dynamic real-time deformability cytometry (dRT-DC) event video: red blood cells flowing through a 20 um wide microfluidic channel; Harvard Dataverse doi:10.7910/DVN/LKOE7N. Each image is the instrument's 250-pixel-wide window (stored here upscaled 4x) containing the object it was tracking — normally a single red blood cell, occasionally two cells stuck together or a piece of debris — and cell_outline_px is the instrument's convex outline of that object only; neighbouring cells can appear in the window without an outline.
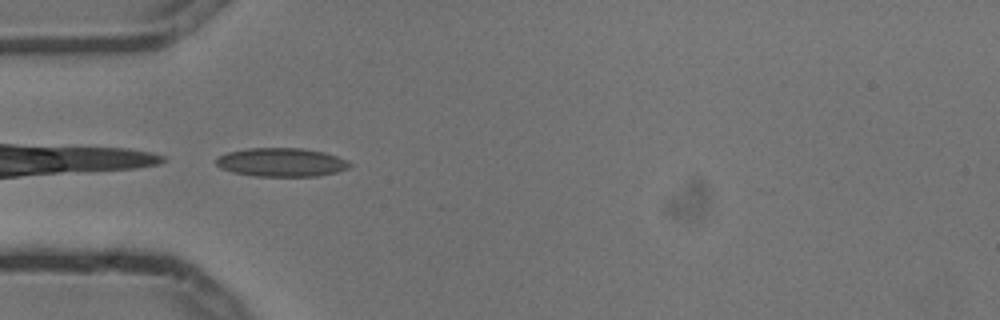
{"species": "common noctule bat (a hibernating species)", "species_latin": "Nyctalus noctula", "temperature_condition": "cold", "stored_images_in_passage": 8, "camera_frame_rate_fps": 3000, "um_per_image_px": 0.085, "animal": {"sex": "male", "body_mass_g": 13.3}, "frame": {"image": 1, "passage_image": 4, "time_ms": 1.0, "image_size_px": [1000, 320], "cell_outline_px": [[352, 164], [348, 168], [336, 172], [316, 176], [256, 176], [232, 172], [220, 168], [216, 164], [216, 156], [228, 152], [248, 148], [300, 148], [324, 152], [348, 160]], "centroid_in_image_um": [23.9, 13.79], "position_along_channel_um": 61.1, "area_um2": 22.31}}
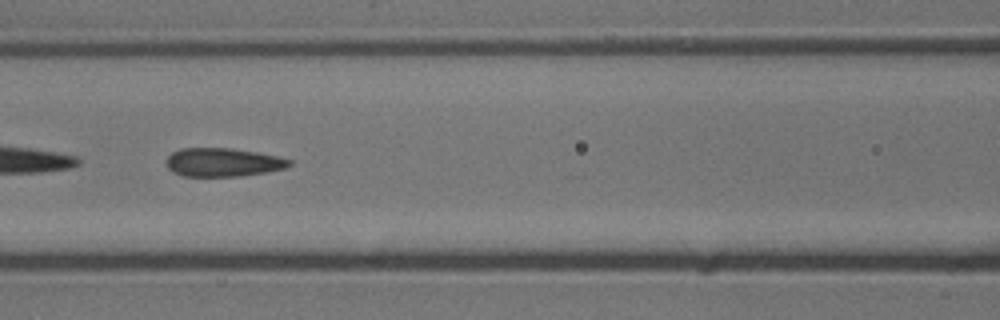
{"frame": {"image": 2, "passage_image": 6, "time_ms": 1.667, "image_size_px": [1000, 320], "cell_outline_px": [[292, 164], [284, 168], [264, 172], [236, 176], [184, 176], [168, 168], [168, 156], [172, 152], [180, 148], [232, 148], [256, 152], [276, 156], [292, 160]], "centroid_in_image_um": [18.95, 13.78], "position_along_channel_um": 147.6, "area_um2": 20.11}}
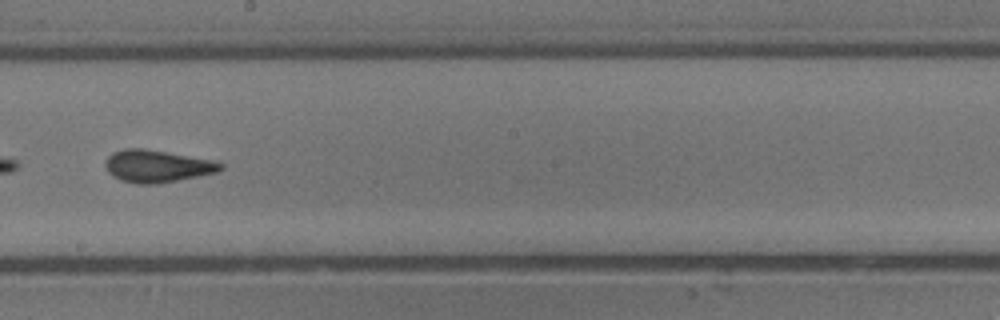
{"frame": {"image": 3, "passage_image": 8, "time_ms": 2.333, "image_size_px": [1000, 320], "cell_outline_px": [[224, 168], [216, 172], [156, 184], [136, 184], [120, 180], [108, 172], [104, 164], [108, 156], [112, 152], [124, 148], [144, 148], [216, 160], [224, 164]], "centroid_in_image_um": [13.35, 14.11], "position_along_channel_um": 234.9, "area_um2": 21.79}}